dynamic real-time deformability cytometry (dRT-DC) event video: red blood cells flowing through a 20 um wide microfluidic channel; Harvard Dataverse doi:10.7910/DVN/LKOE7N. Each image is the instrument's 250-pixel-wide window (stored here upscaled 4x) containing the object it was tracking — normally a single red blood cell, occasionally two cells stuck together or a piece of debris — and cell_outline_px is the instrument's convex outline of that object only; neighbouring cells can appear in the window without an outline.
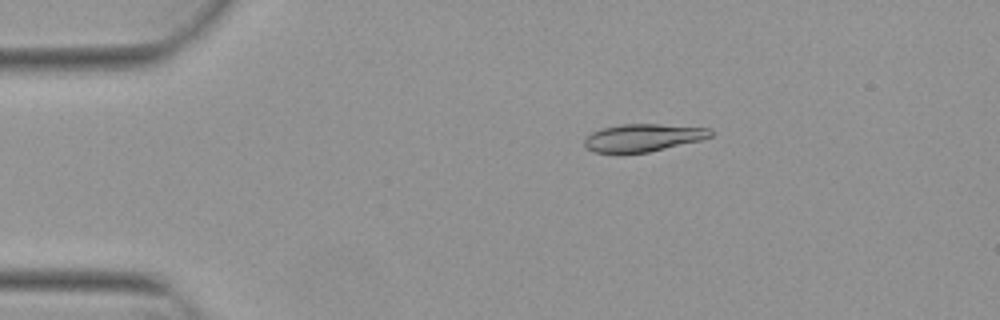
{"species": "Egyptian fruit bat (a non-hibernating species)", "species_latin": "Rousettus aegyptiacus", "temperature_condition": "warm", "stored_images_in_passage": 47, "camera_frame_rate_fps": 3000, "um_per_image_px": 0.085, "animal": {"sex": "female"}, "frame": {"image": 1, "passage_image": 4, "time_ms": 1.0, "image_size_px": [1000, 320], "cell_outline_px": [[712, 136], [700, 140], [648, 152], [596, 152], [588, 148], [584, 144], [584, 140], [592, 132], [600, 128], [620, 124], [660, 124], [712, 128]], "centroid_in_image_um": [54.68, 11.68], "position_along_channel_um": 30.3, "area_um2": 20.06}}
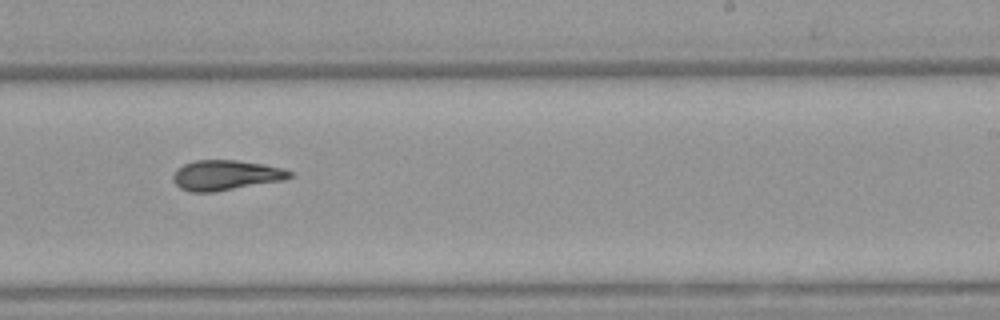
{"frame": {"image": 2, "passage_image": 27, "time_ms": 8.667, "image_size_px": [1000, 320], "cell_outline_px": [[292, 176], [284, 180], [212, 192], [192, 192], [180, 188], [172, 180], [172, 176], [176, 168], [184, 164], [196, 160], [236, 160], [264, 164], [284, 168], [292, 172]], "centroid_in_image_um": [19.17, 14.88], "position_along_channel_um": 269.8, "area_um2": 20.46}}
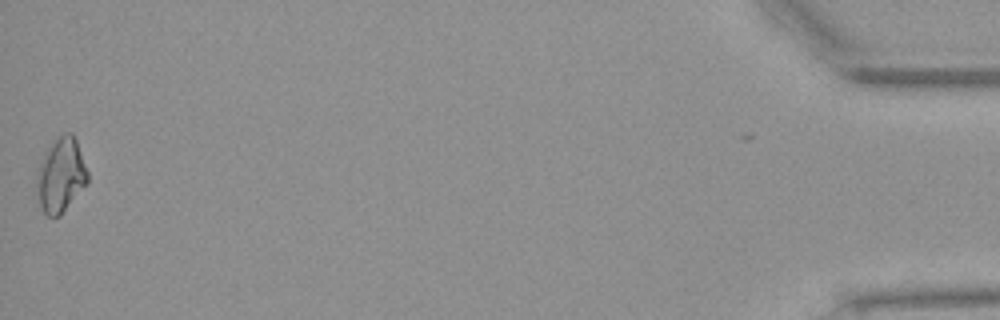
{"frame": {"image": 3, "passage_image": 47, "time_ms": 15.333, "image_size_px": [1000, 320], "cell_outline_px": [[88, 184], [60, 216], [48, 216], [44, 212], [40, 204], [36, 184], [36, 180], [40, 164], [44, 152], [64, 132], [72, 132], [76, 140], [88, 172]], "centroid_in_image_um": [5.2, 14.9], "position_along_channel_um": 430.0, "area_um2": 21.85}, "authors_computed_cell_mechanics": {"area_um2": 20.2878, "velocity_mm_per_s": 3.8462, "shape_relaxation_time_tau1_ms": null, "shape_relaxation_time_tau2_ms": 2.5658, "deformation_change_tau1": null, "deformation_change_tau2": 0.0842}}